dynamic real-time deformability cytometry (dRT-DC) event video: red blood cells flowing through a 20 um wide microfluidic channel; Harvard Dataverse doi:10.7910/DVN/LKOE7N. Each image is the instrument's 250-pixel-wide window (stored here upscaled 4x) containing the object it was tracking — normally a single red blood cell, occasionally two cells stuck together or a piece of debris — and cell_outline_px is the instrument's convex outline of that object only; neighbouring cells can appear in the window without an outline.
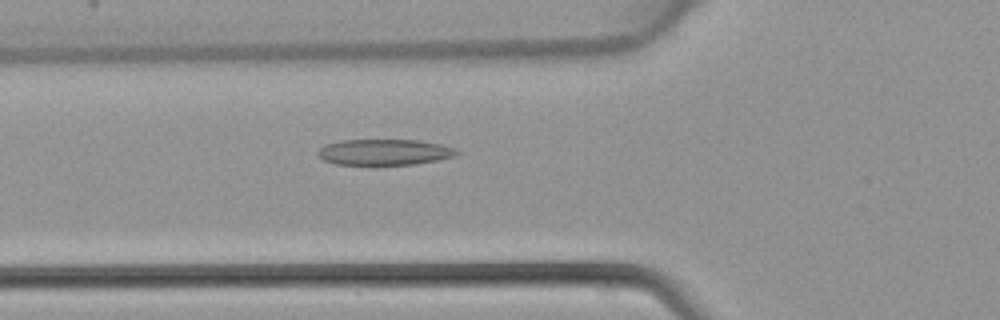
{"species": "common noctule bat (a hibernating species)", "species_latin": "Nyctalus noctula", "temperature_condition": "warm", "stored_images_in_passage": 43, "camera_frame_rate_fps": 3000, "um_per_image_px": 0.085, "animal": {"sex": "female", "body_mass_g": 22.7, "forearm_length_mm": 54.2}, "frame": {"image": 1, "passage_image": 16, "time_ms": 5.0, "image_size_px": [1000, 320], "cell_outline_px": [[460, 152], [456, 156], [440, 160], [416, 164], [336, 164], [324, 160], [316, 152], [324, 144], [340, 140], [420, 140], [440, 144], [456, 148]], "centroid_in_image_um": [32.71, 12.92], "position_along_channel_um": 93.1, "area_um2": 21.04}}
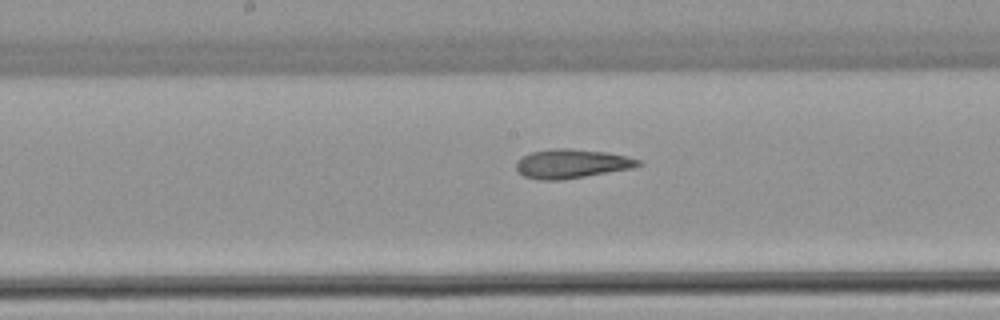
{"frame": {"image": 2, "passage_image": 23, "time_ms": 7.333, "image_size_px": [1000, 320], "cell_outline_px": [[644, 164], [632, 168], [560, 180], [540, 180], [524, 176], [516, 168], [516, 164], [524, 156], [532, 152], [556, 148], [572, 148], [604, 152], [628, 156], [640, 160]], "centroid_in_image_um": [48.63, 13.91], "position_along_channel_um": 199.6, "area_um2": 20.4}}
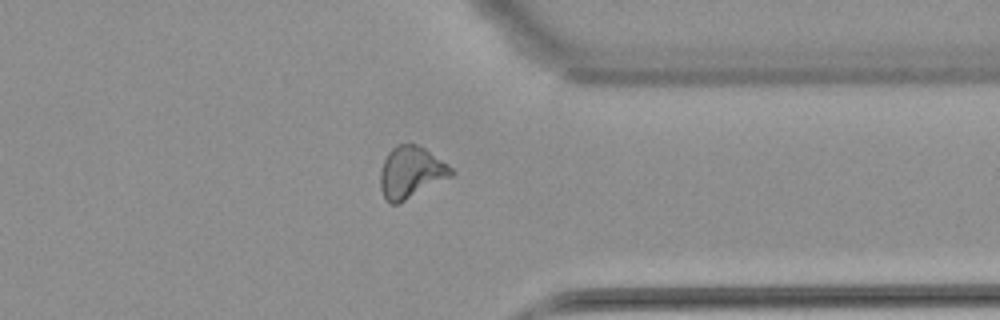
{"frame": {"image": 3, "passage_image": 35, "time_ms": 11.333, "image_size_px": [1000, 320], "cell_outline_px": [[456, 172], [452, 176], [396, 204], [388, 204], [380, 188], [380, 172], [384, 160], [388, 152], [396, 144], [416, 144], [424, 148], [448, 164]], "centroid_in_image_um": [34.92, 14.63], "position_along_channel_um": 376.5, "area_um2": 21.15}}